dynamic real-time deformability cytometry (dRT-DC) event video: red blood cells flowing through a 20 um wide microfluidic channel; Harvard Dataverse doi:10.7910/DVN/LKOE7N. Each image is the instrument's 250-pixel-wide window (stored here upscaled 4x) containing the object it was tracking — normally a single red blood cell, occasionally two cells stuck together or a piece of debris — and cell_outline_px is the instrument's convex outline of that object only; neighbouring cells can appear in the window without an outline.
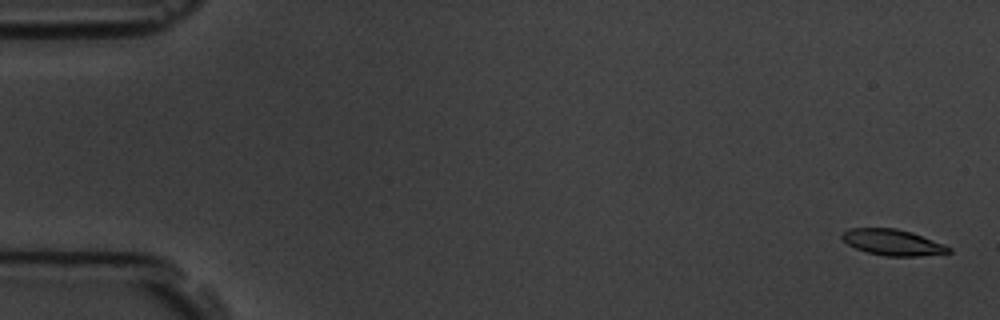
{"species": "common noctule bat (a hibernating species)", "species_latin": "Nyctalus noctula", "temperature_condition": "room temperature", "stored_images_in_passage": 5, "camera_frame_rate_fps": 3000, "um_per_image_px": 0.085, "animal": {"sex": "male", "body_mass_g": 19.5, "forearm_length_mm": 54.6}, "frame": {"image": 1, "passage_image": 1, "time_ms": 0.0, "image_size_px": [1000, 320], "cell_outline_px": [[952, 252], [920, 256], [884, 256], [868, 252], [856, 248], [848, 244], [840, 236], [840, 232], [848, 228], [896, 228], [912, 232], [944, 244], [952, 248]], "centroid_in_image_um": [75.87, 20.59], "position_along_channel_um": 9.1, "area_um2": 16.24}}
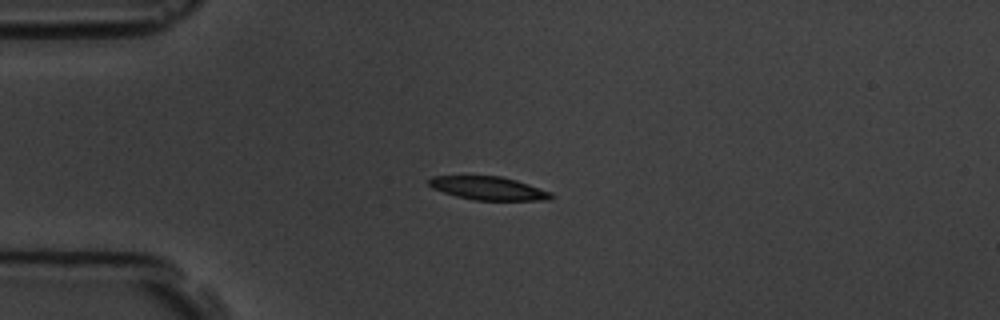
{"frame": {"image": 2, "passage_image": 5, "time_ms": 4.333, "image_size_px": [1000, 320], "cell_outline_px": [[552, 196], [548, 200], [476, 200], [456, 196], [432, 188], [428, 184], [428, 180], [432, 176], [500, 176], [516, 180], [552, 192]], "centroid_in_image_um": [41.5, 16.0], "position_along_channel_um": 43.5, "area_um2": 16.47}}